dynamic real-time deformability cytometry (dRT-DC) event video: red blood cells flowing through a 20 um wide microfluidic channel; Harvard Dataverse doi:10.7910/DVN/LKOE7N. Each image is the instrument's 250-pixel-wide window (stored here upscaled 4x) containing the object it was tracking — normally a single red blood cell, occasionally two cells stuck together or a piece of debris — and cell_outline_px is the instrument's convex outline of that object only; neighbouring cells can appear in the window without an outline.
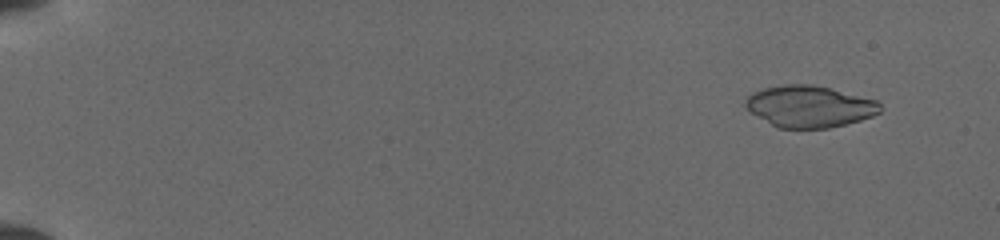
{"species": "common noctule bat (a hibernating species)", "species_latin": "Nyctalus noctula", "temperature_condition": "cold", "stored_images_in_passage": 51, "camera_frame_rate_fps": 3000, "um_per_image_px": 0.085, "animal": {"sex": "female", "body_mass_g": 19.5, "forearm_length_mm": 54.1}, "frame": {"image": 1, "passage_image": 5, "time_ms": 1.333, "image_size_px": [1000, 240], "cell_outline_px": [[880, 112], [872, 116], [860, 120], [828, 128], [776, 128], [752, 112], [744, 104], [744, 100], [752, 92], [764, 88], [784, 84], [812, 84], [876, 100], [880, 104]], "centroid_in_image_um": [68.77, 9.05], "position_along_channel_um": 16.2, "area_um2": 32.37}}